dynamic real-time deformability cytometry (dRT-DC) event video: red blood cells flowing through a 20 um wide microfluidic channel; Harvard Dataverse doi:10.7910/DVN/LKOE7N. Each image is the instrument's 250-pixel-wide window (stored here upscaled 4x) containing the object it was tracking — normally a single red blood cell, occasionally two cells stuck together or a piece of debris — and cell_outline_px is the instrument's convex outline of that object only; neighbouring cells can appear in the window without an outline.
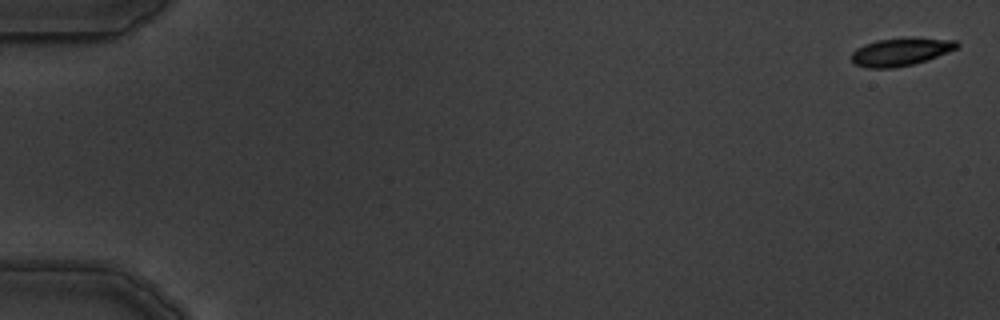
{"species": "common noctule bat (a hibernating species)", "species_latin": "Nyctalus noctula", "temperature_condition": "warm", "stored_images_in_passage": 5, "camera_frame_rate_fps": 3000, "um_per_image_px": 0.085, "animal": {"sex": "male", "body_mass_g": 19.5, "forearm_length_mm": 54.6}, "frame": {"image": 1, "passage_image": 1, "time_ms": 0.0, "image_size_px": [1000, 320], "cell_outline_px": [[960, 44], [956, 48], [936, 56], [912, 64], [892, 68], [868, 68], [856, 64], [852, 60], [852, 52], [856, 48], [864, 44], [876, 40], [908, 36], [912, 36], [956, 40]], "centroid_in_image_um": [76.55, 4.36], "position_along_channel_um": 8.5, "area_um2": 17.22}}